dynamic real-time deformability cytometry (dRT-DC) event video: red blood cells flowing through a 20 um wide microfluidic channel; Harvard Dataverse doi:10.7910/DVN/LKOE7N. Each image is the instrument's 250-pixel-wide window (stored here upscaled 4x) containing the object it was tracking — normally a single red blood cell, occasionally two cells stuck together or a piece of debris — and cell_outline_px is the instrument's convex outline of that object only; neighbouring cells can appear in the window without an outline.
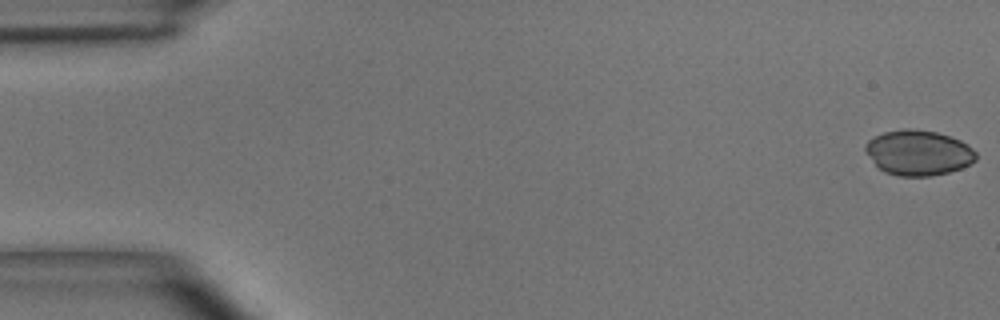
{"species": "common noctule bat (a hibernating species)", "species_latin": "Nyctalus noctula", "temperature_condition": "room temperature", "stored_images_in_passage": 46, "camera_frame_rate_fps": 3000, "um_per_image_px": 0.085, "animal": {"sex": "male", "body_mass_g": 15.6}, "frame": {"image": 1, "passage_image": 1, "time_ms": 0.0, "image_size_px": [1000, 320], "cell_outline_px": [[976, 160], [972, 164], [948, 172], [932, 176], [900, 176], [884, 172], [876, 164], [864, 148], [864, 144], [868, 140], [884, 132], [904, 128], [912, 128], [936, 132], [960, 140], [968, 144], [976, 152]], "centroid_in_image_um": [78.08, 12.98], "position_along_channel_um": 6.9, "area_um2": 29.07}}
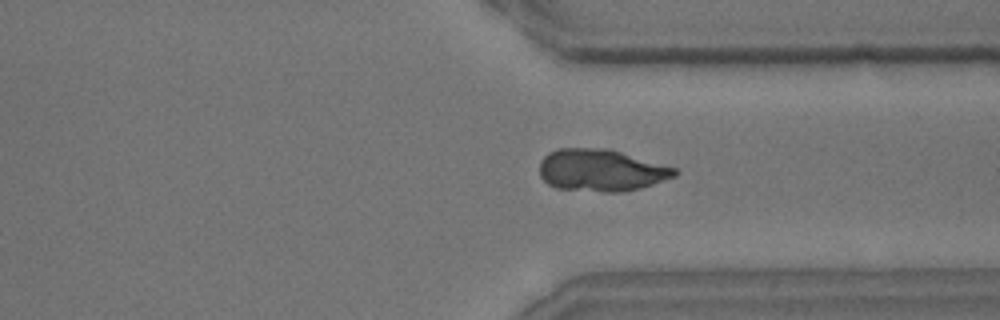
{"frame": {"image": 2, "passage_image": 37, "time_ms": 12.0, "image_size_px": [1000, 320], "cell_outline_px": [[680, 172], [676, 176], [640, 188], [624, 192], [604, 192], [556, 188], [548, 184], [540, 176], [540, 160], [548, 152], [556, 148], [608, 148], [676, 168]], "centroid_in_image_um": [51.08, 14.47], "position_along_channel_um": 360.3, "area_um2": 33.29}}
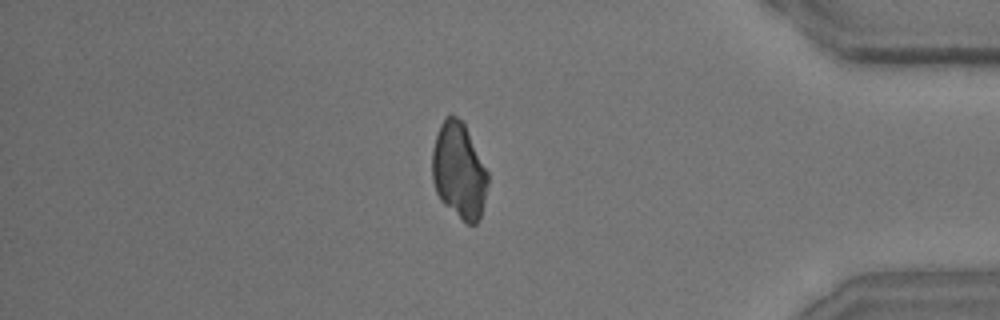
{"frame": {"image": 3, "passage_image": 42, "time_ms": 13.667, "image_size_px": [1000, 320], "cell_outline_px": [[488, 184], [480, 220], [476, 224], [468, 224], [444, 204], [440, 200], [436, 192], [432, 180], [432, 148], [440, 124], [452, 112], [464, 124], [488, 172]], "centroid_in_image_um": [39.0, 14.52], "position_along_channel_um": 396.2, "area_um2": 31.04}}